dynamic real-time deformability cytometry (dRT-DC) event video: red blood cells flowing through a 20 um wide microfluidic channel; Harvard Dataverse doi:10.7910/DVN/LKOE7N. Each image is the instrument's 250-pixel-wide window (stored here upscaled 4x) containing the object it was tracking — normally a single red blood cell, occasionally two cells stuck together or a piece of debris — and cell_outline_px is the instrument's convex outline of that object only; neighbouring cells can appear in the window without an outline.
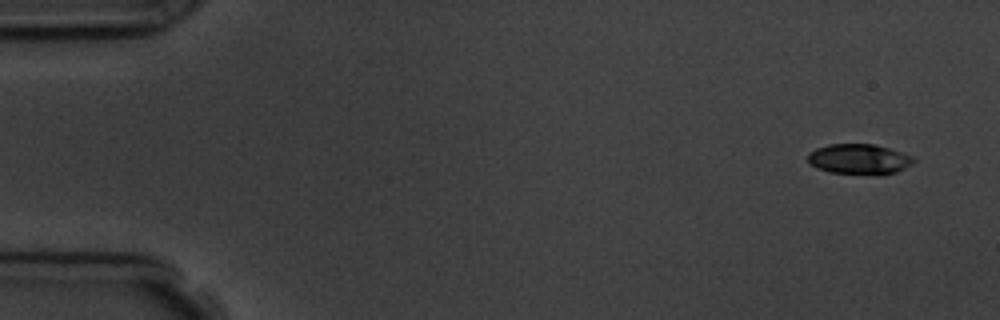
{"species": "common noctule bat (a hibernating species)", "species_latin": "Nyctalus noctula", "temperature_condition": "room temperature", "stored_images_in_passage": 4, "camera_frame_rate_fps": 3000, "um_per_image_px": 0.085, "animal": {"sex": "male", "body_mass_g": 19.5, "forearm_length_mm": 54.6}, "frame": {"image": 1, "passage_image": 1, "time_ms": 0.0, "image_size_px": [1000, 320], "cell_outline_px": [[916, 160], [912, 164], [896, 172], [880, 176], [828, 172], [816, 168], [808, 160], [808, 152], [816, 148], [828, 144], [872, 144], [888, 148], [912, 156]], "centroid_in_image_um": [73.02, 13.55], "position_along_channel_um": 12.0, "area_um2": 18.9}}
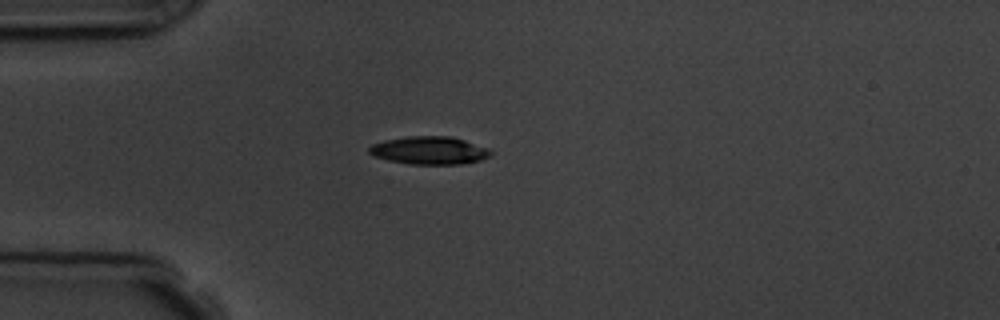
{"frame": {"image": 2, "passage_image": 4, "time_ms": 4.0, "image_size_px": [1000, 320], "cell_outline_px": [[492, 156], [480, 160], [460, 164], [408, 164], [388, 160], [372, 156], [368, 152], [368, 148], [372, 144], [384, 140], [408, 136], [452, 136], [488, 148], [492, 152]], "centroid_in_image_um": [36.48, 12.78], "position_along_channel_um": 48.5, "area_um2": 19.88}}